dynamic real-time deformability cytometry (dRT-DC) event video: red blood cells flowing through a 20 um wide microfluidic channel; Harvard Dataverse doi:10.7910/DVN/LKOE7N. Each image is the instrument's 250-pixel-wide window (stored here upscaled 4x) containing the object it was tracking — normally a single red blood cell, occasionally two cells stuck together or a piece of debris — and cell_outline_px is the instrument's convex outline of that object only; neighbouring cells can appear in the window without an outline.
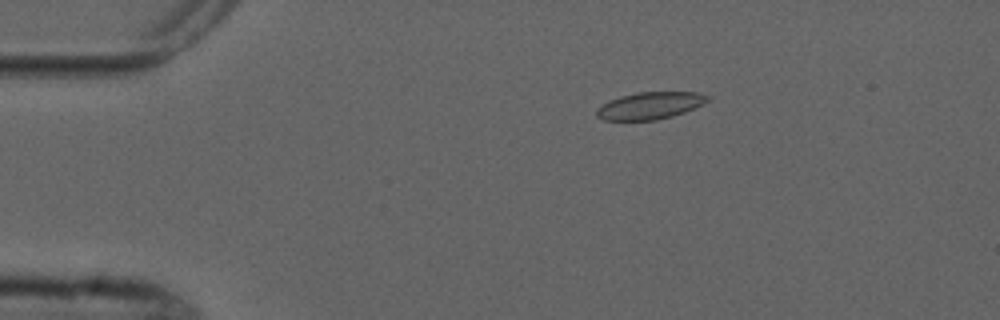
{"species": "common noctule bat (a hibernating species)", "species_latin": "Nyctalus noctula", "temperature_condition": "cold", "stored_images_in_passage": 4, "camera_frame_rate_fps": 3000, "um_per_image_px": 0.085, "animal": {"sex": "male", "forearm_length_mm": 52.5}, "frame": {"image": 1, "passage_image": 3, "time_ms": 2.333, "image_size_px": [1000, 320], "cell_outline_px": [[708, 100], [704, 104], [684, 112], [672, 116], [656, 120], [604, 120], [596, 116], [596, 108], [608, 100], [620, 96], [636, 92], [696, 92], [708, 96]], "centroid_in_image_um": [55.21, 8.97], "position_along_channel_um": 29.8, "area_um2": 17.57}}